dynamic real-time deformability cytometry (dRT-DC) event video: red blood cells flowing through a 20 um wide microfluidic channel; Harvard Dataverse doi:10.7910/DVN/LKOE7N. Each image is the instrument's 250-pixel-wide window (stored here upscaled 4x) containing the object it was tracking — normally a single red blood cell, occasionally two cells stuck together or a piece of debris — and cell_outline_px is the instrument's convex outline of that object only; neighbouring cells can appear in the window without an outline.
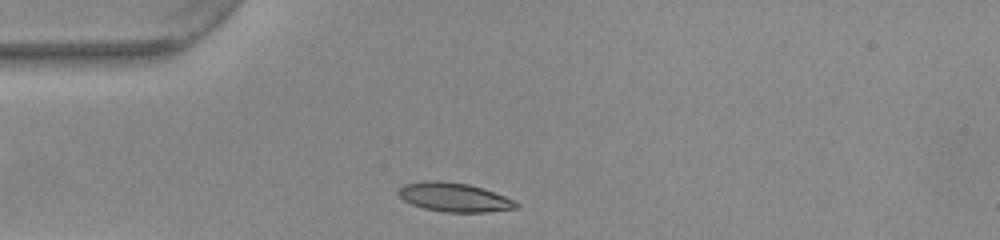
{"species": "common noctule bat (a hibernating species)", "species_latin": "Nyctalus noctula", "temperature_condition": "warm", "stored_images_in_passage": 28, "camera_frame_rate_fps": 3000, "um_per_image_px": 0.085, "animal": {"sex": "female", "body_mass_g": 22.0, "forearm_length_mm": 56.7}, "frame": {"image": 1, "passage_image": 1, "time_ms": 0.0, "image_size_px": [1000, 240], "cell_outline_px": [[520, 204], [516, 208], [488, 212], [444, 212], [424, 208], [412, 204], [404, 200], [396, 192], [404, 184], [424, 180], [440, 180], [468, 184], [504, 196]], "centroid_in_image_um": [38.56, 16.76], "position_along_channel_um": 46.4, "area_um2": 19.71}}
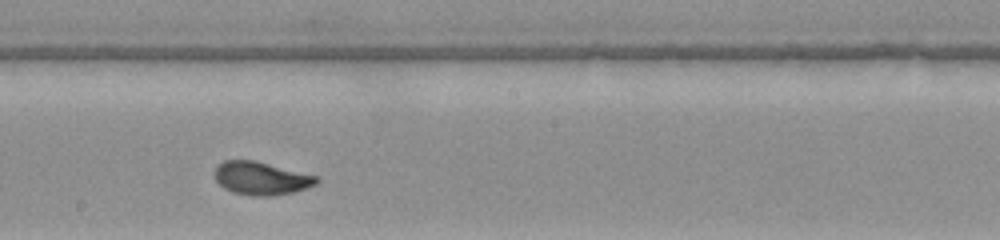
{"frame": {"image": 2, "passage_image": 16, "time_ms": 5.0, "image_size_px": [1000, 240], "cell_outline_px": [[320, 180], [316, 184], [308, 188], [292, 192], [272, 196], [252, 196], [232, 192], [224, 188], [216, 180], [212, 172], [216, 164], [224, 160], [256, 160], [316, 176]], "centroid_in_image_um": [22.15, 15.15], "position_along_channel_um": 226.0, "area_um2": 19.88}}
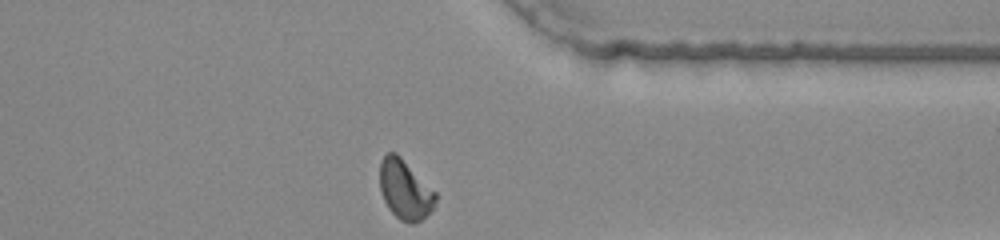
{"frame": {"image": 3, "passage_image": 28, "time_ms": 9.0, "image_size_px": [1000, 240], "cell_outline_px": [[436, 200], [432, 208], [420, 220], [412, 224], [408, 224], [400, 220], [388, 208], [384, 200], [380, 188], [380, 160], [388, 152], [396, 152], [436, 192]], "centroid_in_image_um": [34.4, 16.11], "position_along_channel_um": 377.0, "area_um2": 19.13}, "authors_computed_cell_mechanics": {"area_um2": 19.652, "velocity_mm_per_s": 3.9154, "shape_relaxation_time_tau1_ms": 5.3442, "shape_relaxation_time_tau2_ms": 0.7892, "deformation_change_tau1": 0.2009, "deformation_change_tau2": 0.0433}}